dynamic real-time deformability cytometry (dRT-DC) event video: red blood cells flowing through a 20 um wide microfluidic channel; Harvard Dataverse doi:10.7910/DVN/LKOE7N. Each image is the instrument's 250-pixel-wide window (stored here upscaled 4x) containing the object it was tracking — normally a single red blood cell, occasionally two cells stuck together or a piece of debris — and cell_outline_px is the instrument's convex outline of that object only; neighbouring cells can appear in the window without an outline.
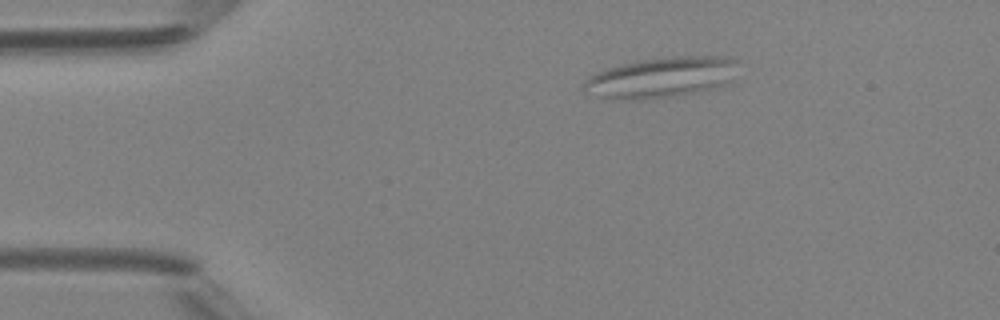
{"species": "Egyptian fruit bat (a non-hibernating species)", "species_latin": "Rousettus aegyptiacus", "temperature_condition": "room temperature", "stored_images_in_passage": 5, "camera_frame_rate_fps": 3000, "um_per_image_px": 0.085, "animal": {"sex": "female"}, "frame": {"image": 1, "passage_image": 1, "time_ms": 0.0, "image_size_px": [1000, 320], "cell_outline_px": [[736, 80], [728, 84], [716, 88], [676, 96], [644, 100], [640, 100], [596, 96], [584, 88], [584, 80], [588, 76], [596, 72], [620, 64], [644, 60], [672, 56], [728, 56], [736, 60]], "centroid_in_image_um": [56.31, 6.57], "position_along_channel_um": 28.7, "area_um2": 36.65}}
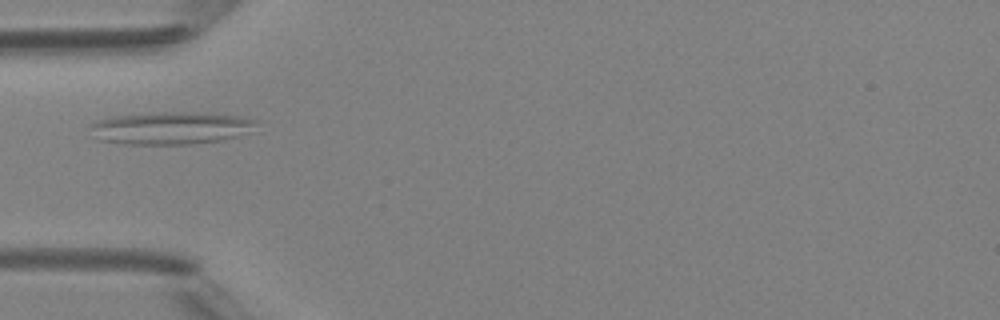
{"frame": {"image": 2, "passage_image": 3, "time_ms": 2.333, "image_size_px": [1000, 320], "cell_outline_px": [[256, 120], [252, 132], [236, 136], [216, 140], [192, 144], [124, 144], [100, 140], [88, 128], [88, 124], [96, 120], [116, 116], [152, 112], [204, 112], [240, 116]], "centroid_in_image_um": [14.48, 10.87], "position_along_channel_um": 70.5, "area_um2": 31.56}}